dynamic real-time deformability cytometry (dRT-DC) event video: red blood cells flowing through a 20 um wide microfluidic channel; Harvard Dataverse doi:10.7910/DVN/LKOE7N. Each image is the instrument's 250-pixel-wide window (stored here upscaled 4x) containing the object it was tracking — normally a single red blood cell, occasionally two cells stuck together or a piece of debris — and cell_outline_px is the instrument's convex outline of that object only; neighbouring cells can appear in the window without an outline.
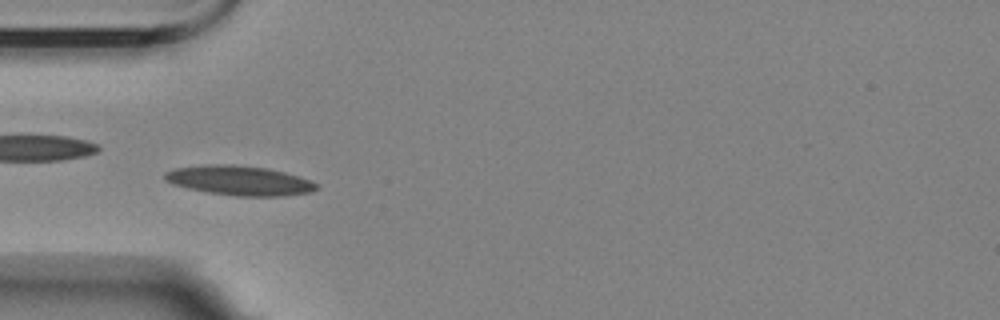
{"species": "Egyptian fruit bat (a non-hibernating species)", "species_latin": "Rousettus aegyptiacus", "temperature_condition": "room temperature", "stored_images_in_passage": 3, "camera_frame_rate_fps": 3000, "um_per_image_px": 0.085, "animal": {"sex": "female"}, "frame": {"image": 1, "passage_image": 2, "time_ms": 1.0, "image_size_px": [1000, 320], "cell_outline_px": [[320, 188], [312, 192], [284, 196], [236, 196], [208, 192], [188, 188], [172, 184], [164, 180], [164, 172], [172, 168], [204, 164], [232, 164], [268, 168], [284, 172], [312, 180], [320, 184]], "centroid_in_image_um": [20.37, 15.34], "position_along_channel_um": 64.6, "area_um2": 26.59}}